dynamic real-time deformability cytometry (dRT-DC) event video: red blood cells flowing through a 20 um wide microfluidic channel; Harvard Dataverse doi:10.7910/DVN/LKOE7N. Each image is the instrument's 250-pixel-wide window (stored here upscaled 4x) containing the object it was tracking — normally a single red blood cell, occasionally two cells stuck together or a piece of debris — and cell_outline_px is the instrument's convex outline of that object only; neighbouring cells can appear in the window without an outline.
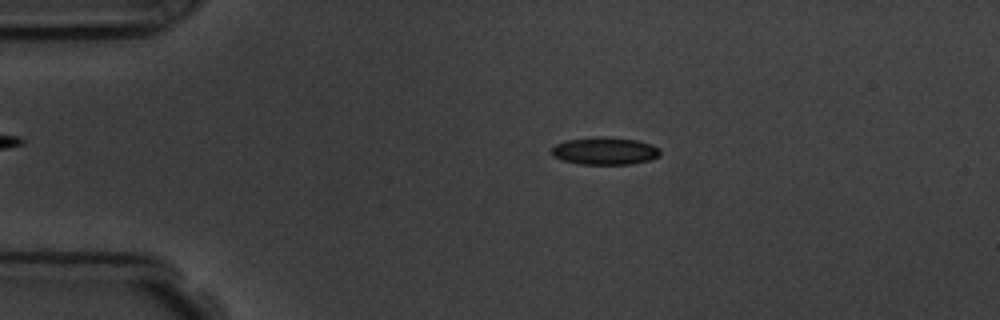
{"species": "common noctule bat (a hibernating species)", "species_latin": "Nyctalus noctula", "temperature_condition": "room temperature", "stored_images_in_passage": 7, "camera_frame_rate_fps": 3000, "um_per_image_px": 0.085, "animal": {"sex": "male", "body_mass_g": 19.5, "forearm_length_mm": 54.6}, "frame": {"image": 1, "passage_image": 1, "time_ms": 0.0, "image_size_px": [1000, 320], "cell_outline_px": [[660, 156], [648, 160], [632, 164], [580, 164], [564, 160], [552, 156], [552, 148], [556, 144], [568, 140], [596, 136], [600, 136], [636, 140], [652, 144], [660, 148]], "centroid_in_image_um": [51.43, 12.83], "position_along_channel_um": 33.6, "area_um2": 17.34}}
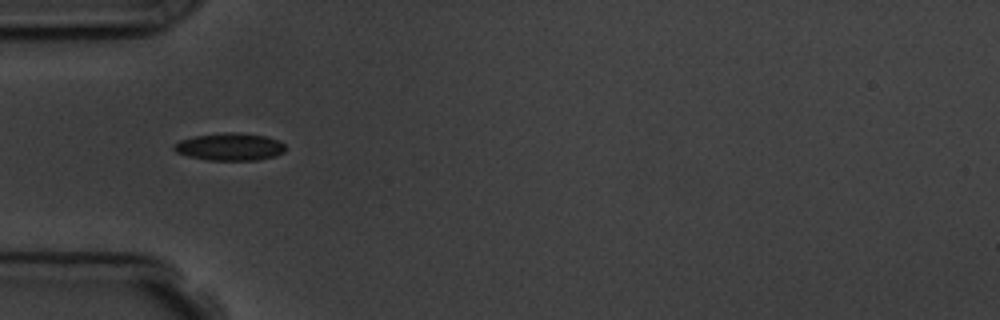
{"frame": {"image": 2, "passage_image": 3, "time_ms": 2.0, "image_size_px": [1000, 320], "cell_outline_px": [[284, 152], [276, 156], [256, 160], [208, 160], [188, 156], [176, 152], [172, 148], [180, 140], [196, 136], [224, 132], [236, 132], [264, 136], [276, 140], [284, 144]], "centroid_in_image_um": [19.53, 12.48], "position_along_channel_um": 65.5, "area_um2": 17.63}}